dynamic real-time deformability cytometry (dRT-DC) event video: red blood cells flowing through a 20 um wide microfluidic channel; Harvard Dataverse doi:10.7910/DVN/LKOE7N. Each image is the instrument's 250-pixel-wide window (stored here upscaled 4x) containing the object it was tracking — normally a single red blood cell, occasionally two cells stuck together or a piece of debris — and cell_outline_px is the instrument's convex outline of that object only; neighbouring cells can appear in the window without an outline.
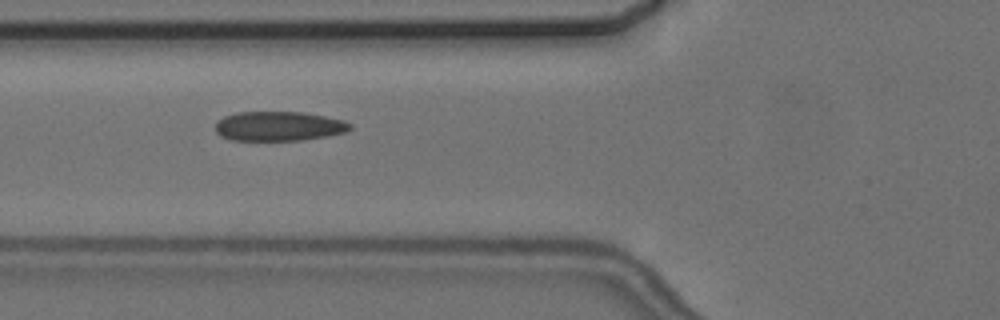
{"species": "common noctule bat (a hibernating species)", "species_latin": "Nyctalus noctula", "temperature_condition": "cold", "stored_images_in_passage": 8, "camera_frame_rate_fps": 3000, "um_per_image_px": 0.085, "animal": {"sex": "female", "body_mass_g": 24.6, "forearm_length_mm": 56.2}, "frame": {"image": 1, "passage_image": 7, "time_ms": 7.0, "image_size_px": [1000, 320], "cell_outline_px": [[352, 128], [348, 132], [328, 136], [304, 140], [228, 140], [220, 136], [216, 132], [216, 120], [224, 116], [236, 112], [300, 112], [324, 116], [344, 120], [352, 124]], "centroid_in_image_um": [23.7, 10.73], "position_along_channel_um": 102.1, "area_um2": 23.41}}
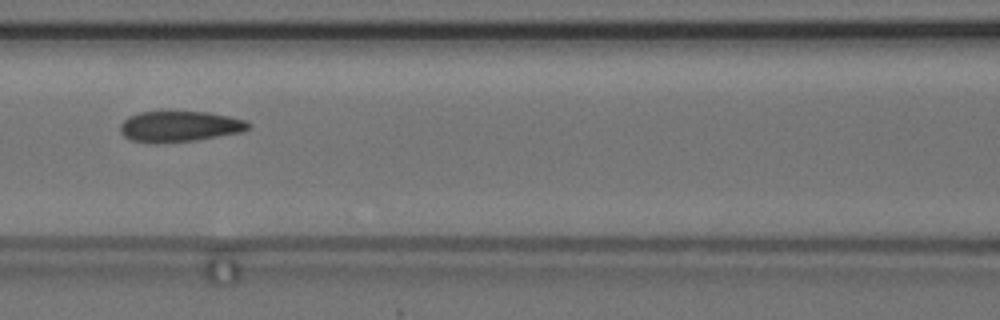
{"frame": {"image": 2, "passage_image": 8, "time_ms": 8.333, "image_size_px": [1000, 320], "cell_outline_px": [[252, 128], [244, 132], [196, 140], [156, 144], [152, 144], [128, 140], [120, 132], [120, 124], [128, 116], [140, 112], [208, 112], [248, 120], [252, 124]], "centroid_in_image_um": [15.29, 10.76], "position_along_channel_um": 151.3, "area_um2": 23.47}}